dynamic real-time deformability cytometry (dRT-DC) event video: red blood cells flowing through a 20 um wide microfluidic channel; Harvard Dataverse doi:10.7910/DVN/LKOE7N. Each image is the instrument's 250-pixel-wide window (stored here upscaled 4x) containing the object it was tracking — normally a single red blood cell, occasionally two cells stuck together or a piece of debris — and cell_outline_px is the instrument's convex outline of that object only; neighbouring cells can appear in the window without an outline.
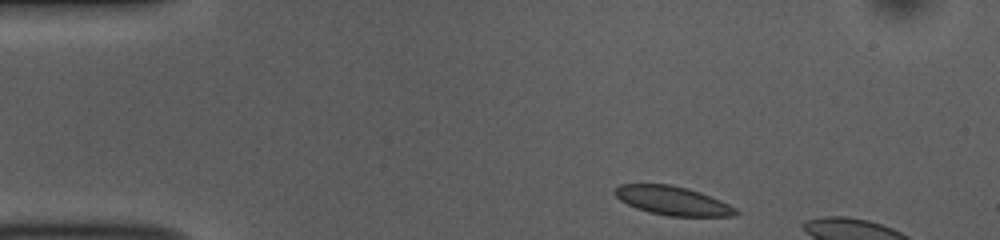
{"species": "common noctule bat (a hibernating species)", "species_latin": "Nyctalus noctula", "temperature_condition": "room temperature", "stored_images_in_passage": 6, "camera_frame_rate_fps": 3000, "um_per_image_px": 0.085, "animal": {"sex": "female", "body_mass_g": 10.0, "forearm_length_mm": 53.1}, "frame": {"image": 1, "passage_image": 1, "time_ms": 0.0, "image_size_px": [1000, 240], "cell_outline_px": [[740, 212], [736, 216], [668, 216], [648, 212], [636, 208], [620, 200], [612, 192], [620, 184], [672, 184], [688, 188], [700, 192], [720, 200], [736, 208]], "centroid_in_image_um": [57.18, 17.06], "position_along_channel_um": 27.8, "area_um2": 20.4}}